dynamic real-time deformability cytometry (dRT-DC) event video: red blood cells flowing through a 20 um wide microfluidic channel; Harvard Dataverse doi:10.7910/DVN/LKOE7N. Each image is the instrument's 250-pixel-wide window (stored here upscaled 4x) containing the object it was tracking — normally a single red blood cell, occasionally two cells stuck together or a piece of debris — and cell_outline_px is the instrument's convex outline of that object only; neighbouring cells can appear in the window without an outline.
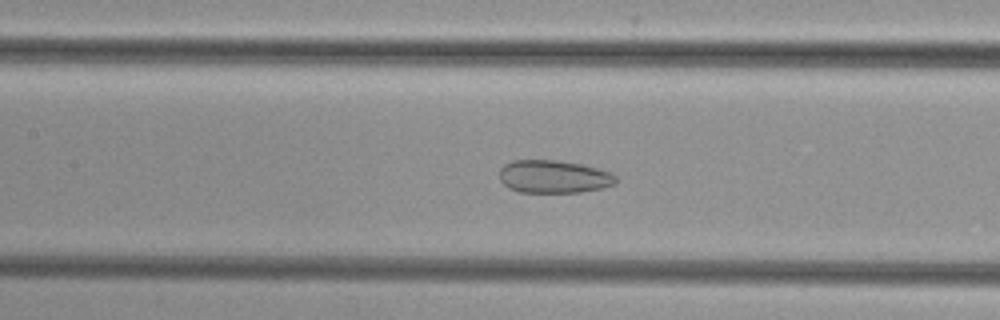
{"species": "common noctule bat (a hibernating species)", "species_latin": "Nyctalus noctula", "temperature_condition": "cold", "stored_images_in_passage": 52, "camera_frame_rate_fps": 3000, "um_per_image_px": 0.085, "animal": {"sex": "female", "body_mass_g": 29.2, "forearm_length_mm": 56.3}, "frame": {"image": 1, "passage_image": 23, "time_ms": 7.333, "image_size_px": [1000, 320], "cell_outline_px": [[616, 184], [604, 188], [580, 192], [520, 192], [508, 188], [500, 180], [500, 168], [504, 164], [512, 160], [556, 160], [580, 164], [612, 172], [616, 176]], "centroid_in_image_um": [47.07, 15.01], "position_along_channel_um": 160.3, "area_um2": 22.43}}
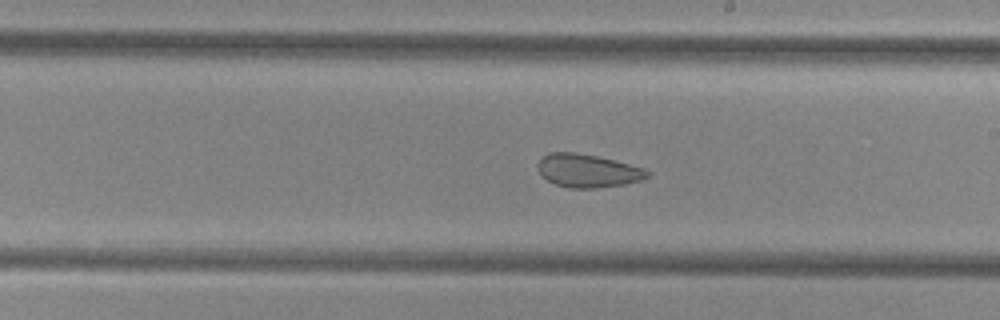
{"frame": {"image": 2, "passage_image": 29, "time_ms": 9.333, "image_size_px": [1000, 320], "cell_outline_px": [[652, 172], [648, 176], [640, 180], [624, 184], [596, 188], [568, 188], [556, 184], [540, 176], [536, 168], [536, 164], [548, 152], [576, 152], [596, 156], [644, 168]], "centroid_in_image_um": [49.91, 14.51], "position_along_channel_um": 239.1, "area_um2": 21.21}}
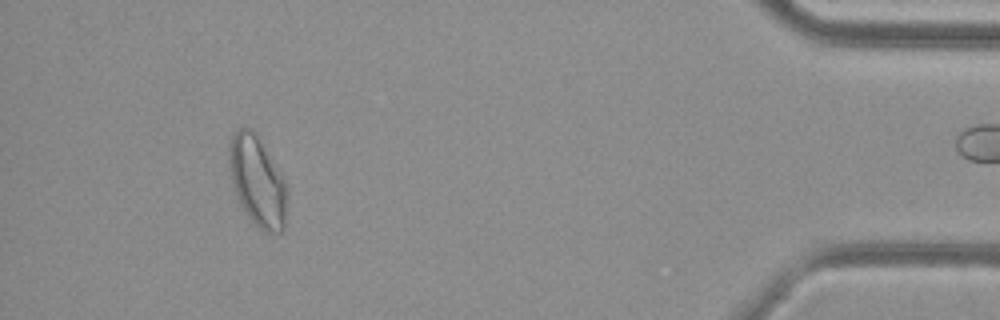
{"frame": {"image": 3, "passage_image": 47, "time_ms": 15.333, "image_size_px": [1000, 320], "cell_outline_px": [[288, 196], [284, 228], [280, 232], [264, 232], [248, 216], [240, 204], [228, 168], [228, 144], [232, 136], [240, 128], [252, 128], [256, 132], [284, 180], [288, 188]], "centroid_in_image_um": [21.88, 15.39], "position_along_channel_um": 413.3, "area_um2": 30.35}}